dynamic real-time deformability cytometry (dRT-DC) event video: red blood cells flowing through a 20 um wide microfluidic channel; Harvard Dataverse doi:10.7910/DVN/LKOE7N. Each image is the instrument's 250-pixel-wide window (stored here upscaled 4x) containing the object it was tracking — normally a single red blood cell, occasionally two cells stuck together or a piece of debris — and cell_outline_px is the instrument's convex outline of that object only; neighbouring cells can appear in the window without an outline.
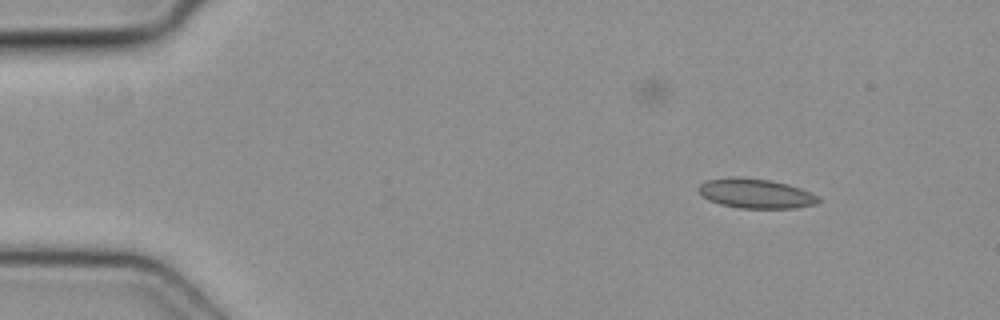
{"species": "common noctule bat (a hibernating species)", "species_latin": "Nyctalus noctula", "temperature_condition": "cold", "stored_images_in_passage": 40, "camera_frame_rate_fps": 3000, "um_per_image_px": 0.085, "animal": {"sex": "female", "body_mass_g": 19.3, "forearm_length_mm": 54.1}, "frame": {"image": 1, "passage_image": 3, "time_ms": 0.667, "image_size_px": [1000, 320], "cell_outline_px": [[820, 200], [816, 204], [796, 208], [740, 208], [720, 204], [708, 200], [696, 188], [700, 184], [708, 180], [728, 176], [768, 180], [788, 184], [800, 188], [820, 196]], "centroid_in_image_um": [64.24, 16.45], "position_along_channel_um": 20.8, "area_um2": 20.63}}
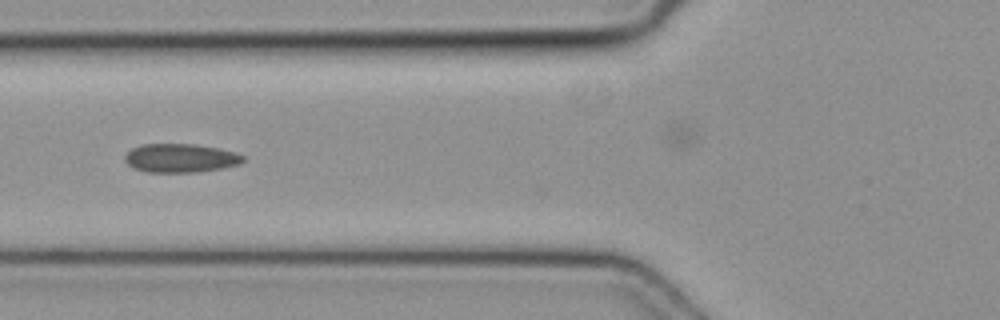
{"frame": {"image": 2, "passage_image": 16, "time_ms": 5.0, "image_size_px": [1000, 320], "cell_outline_px": [[244, 160], [240, 164], [224, 168], [200, 172], [148, 172], [132, 168], [124, 160], [124, 156], [132, 148], [144, 144], [192, 144], [216, 148], [236, 152], [244, 156]], "centroid_in_image_um": [15.35, 13.45], "position_along_channel_um": 110.5, "area_um2": 19.83}}
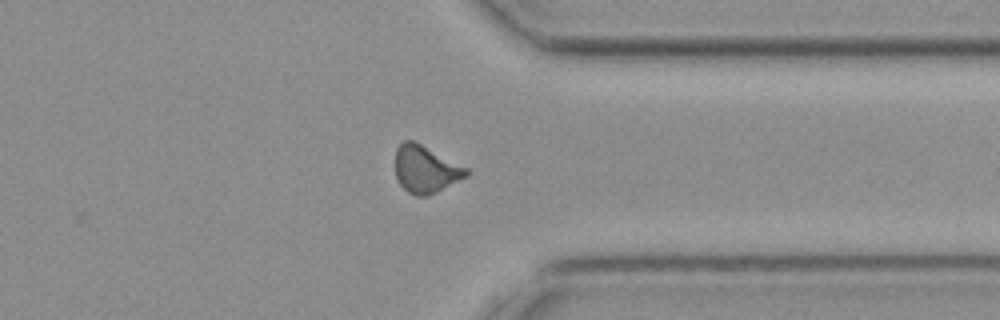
{"frame": {"image": 3, "passage_image": 35, "time_ms": 11.333, "image_size_px": [1000, 320], "cell_outline_px": [[468, 176], [428, 196], [416, 196], [408, 192], [396, 180], [396, 148], [404, 140], [412, 140], [468, 168]], "centroid_in_image_um": [36.16, 14.4], "position_along_channel_um": 375.2, "area_um2": 19.36}}